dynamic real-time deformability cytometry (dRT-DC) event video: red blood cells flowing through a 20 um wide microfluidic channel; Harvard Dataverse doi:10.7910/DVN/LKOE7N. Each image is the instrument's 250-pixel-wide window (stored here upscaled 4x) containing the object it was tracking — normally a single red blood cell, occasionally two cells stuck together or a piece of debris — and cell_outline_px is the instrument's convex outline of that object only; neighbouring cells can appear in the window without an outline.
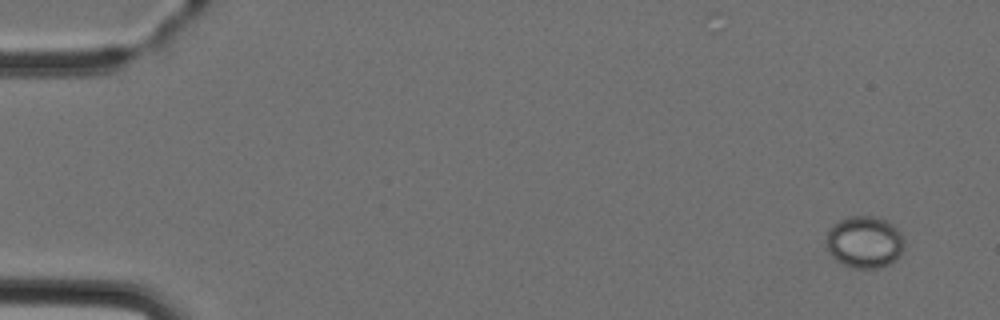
{"species": "Egyptian fruit bat (a non-hibernating species)", "species_latin": "Rousettus aegyptiacus", "temperature_condition": "cold", "stored_images_in_passage": 5, "camera_frame_rate_fps": 3000, "um_per_image_px": 0.085, "animal": {"sex": "female"}, "frame": {"image": 1, "passage_image": 1, "time_ms": 0.0, "image_size_px": [1000, 320], "cell_outline_px": [[904, 248], [900, 256], [896, 260], [888, 264], [876, 268], [852, 268], [836, 260], [828, 252], [828, 228], [832, 224], [848, 216], [872, 216], [888, 220], [900, 232], [904, 240]], "centroid_in_image_um": [73.5, 20.56], "position_along_channel_um": 11.5, "area_um2": 23.7}}
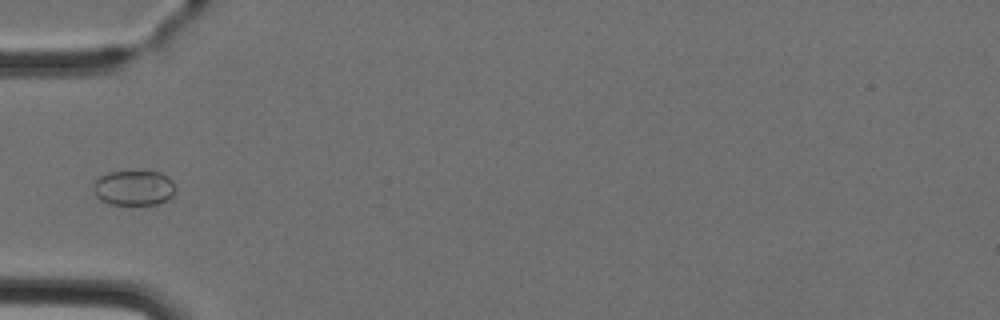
{"frame": {"image": 2, "passage_image": 5, "time_ms": 4.667, "image_size_px": [1000, 320], "cell_outline_px": [[176, 188], [172, 196], [168, 200], [160, 204], [108, 204], [100, 200], [96, 196], [92, 188], [92, 184], [100, 176], [108, 172], [160, 172], [172, 180]], "centroid_in_image_um": [11.37, 15.98], "position_along_channel_um": 73.6, "area_um2": 16.88}}